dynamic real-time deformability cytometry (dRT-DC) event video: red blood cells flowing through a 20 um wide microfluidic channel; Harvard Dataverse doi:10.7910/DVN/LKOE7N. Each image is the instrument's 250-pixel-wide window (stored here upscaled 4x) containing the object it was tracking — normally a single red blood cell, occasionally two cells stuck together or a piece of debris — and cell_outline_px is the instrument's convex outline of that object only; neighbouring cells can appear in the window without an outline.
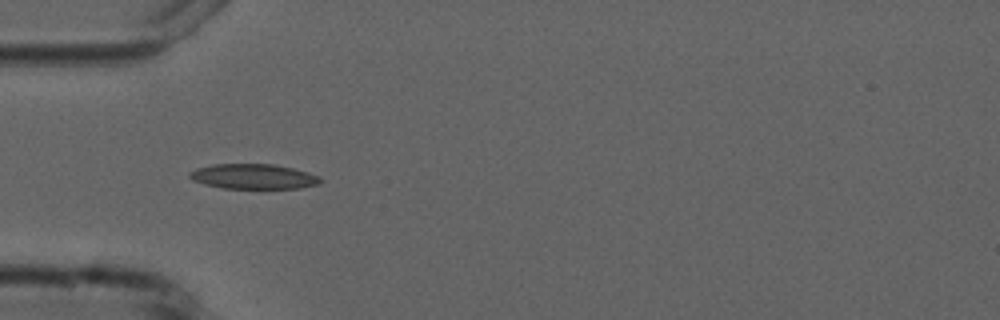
{"species": "common noctule bat (a hibernating species)", "species_latin": "Nyctalus noctula", "temperature_condition": "cold", "stored_images_in_passage": 7, "camera_frame_rate_fps": 3000, "um_per_image_px": 0.085, "animal": {"sex": "male", "forearm_length_mm": 52.5}, "frame": {"image": 1, "passage_image": 1, "time_ms": 0.0, "image_size_px": [1000, 320], "cell_outline_px": [[324, 180], [320, 184], [300, 188], [224, 188], [204, 184], [192, 180], [188, 176], [188, 172], [196, 168], [212, 164], [272, 164], [292, 168], [308, 172], [320, 176]], "centroid_in_image_um": [21.55, 15.0], "position_along_channel_um": 63.4, "area_um2": 19.19}}
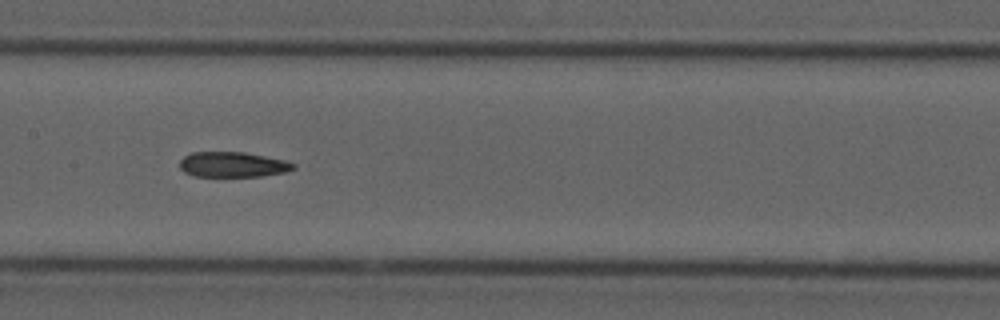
{"frame": {"image": 2, "passage_image": 4, "time_ms": 3.333, "image_size_px": [1000, 320], "cell_outline_px": [[296, 168], [284, 172], [260, 176], [192, 176], [184, 172], [180, 168], [180, 160], [184, 156], [192, 152], [244, 152], [284, 160], [296, 164]], "centroid_in_image_um": [19.76, 13.98], "position_along_channel_um": 187.6, "area_um2": 16.65}}
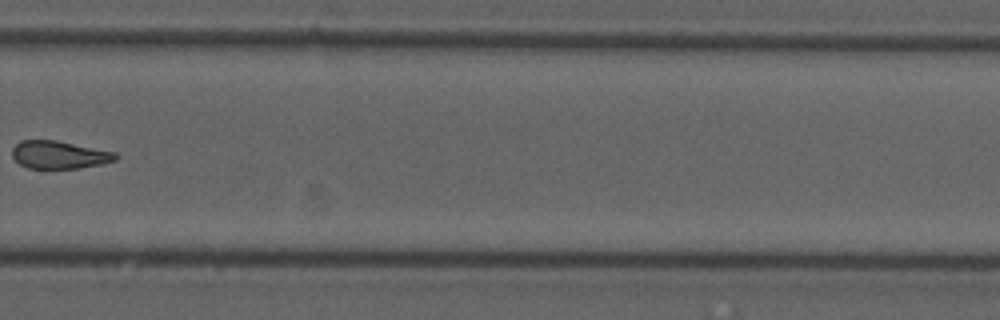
{"frame": {"image": 3, "passage_image": 7, "time_ms": 7.0, "image_size_px": [1000, 320], "cell_outline_px": [[120, 156], [116, 160], [104, 164], [80, 168], [28, 168], [20, 164], [12, 156], [12, 148], [20, 140], [56, 140], [116, 152]], "centroid_in_image_um": [5.07, 13.15], "position_along_channel_um": 324.7, "area_um2": 16.88}}